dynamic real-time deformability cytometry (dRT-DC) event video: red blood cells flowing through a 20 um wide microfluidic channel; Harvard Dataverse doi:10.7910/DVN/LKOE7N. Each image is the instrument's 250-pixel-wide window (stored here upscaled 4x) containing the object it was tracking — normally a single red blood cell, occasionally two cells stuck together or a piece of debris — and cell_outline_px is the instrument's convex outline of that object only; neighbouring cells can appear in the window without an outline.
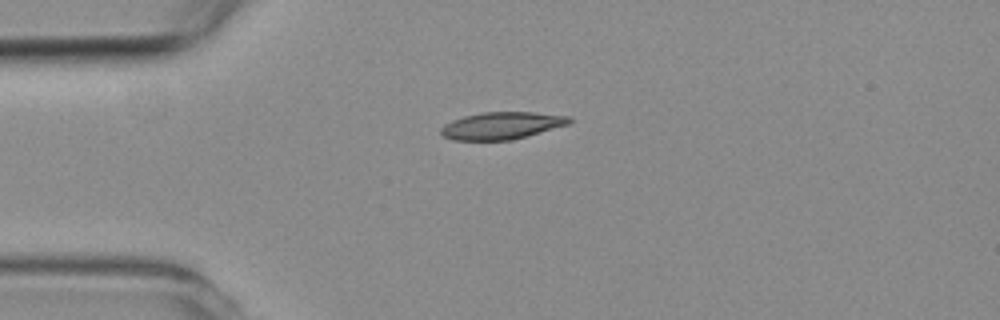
{"species": "common noctule bat (a hibernating species)", "species_latin": "Nyctalus noctula", "temperature_condition": "room temperature", "stored_images_in_passage": 4, "camera_frame_rate_fps": 3000, "um_per_image_px": 0.085, "animal": {"sex": "female", "body_mass_g": 19.3, "forearm_length_mm": 54.1}, "frame": {"image": 1, "passage_image": 3, "time_ms": 3.0, "image_size_px": [1000, 320], "cell_outline_px": [[572, 124], [528, 136], [512, 140], [452, 140], [444, 136], [440, 132], [440, 128], [444, 124], [452, 120], [464, 116], [484, 112], [532, 112], [572, 116]], "centroid_in_image_um": [42.7, 10.68], "position_along_channel_um": 42.3, "area_um2": 20.63}}
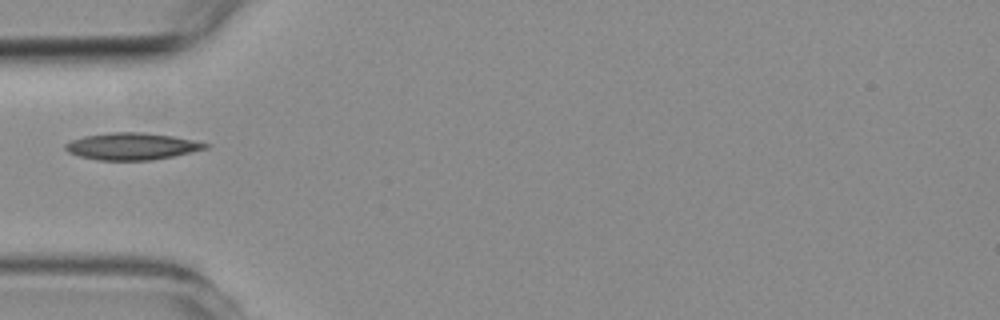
{"frame": {"image": 2, "passage_image": 4, "time_ms": 4.333, "image_size_px": [1000, 320], "cell_outline_px": [[212, 144], [208, 148], [172, 156], [152, 160], [100, 160], [80, 156], [68, 152], [64, 148], [64, 144], [72, 140], [84, 136], [112, 132], [140, 132], [172, 136]], "centroid_in_image_um": [11.2, 12.43], "position_along_channel_um": 73.8, "area_um2": 21.79}}